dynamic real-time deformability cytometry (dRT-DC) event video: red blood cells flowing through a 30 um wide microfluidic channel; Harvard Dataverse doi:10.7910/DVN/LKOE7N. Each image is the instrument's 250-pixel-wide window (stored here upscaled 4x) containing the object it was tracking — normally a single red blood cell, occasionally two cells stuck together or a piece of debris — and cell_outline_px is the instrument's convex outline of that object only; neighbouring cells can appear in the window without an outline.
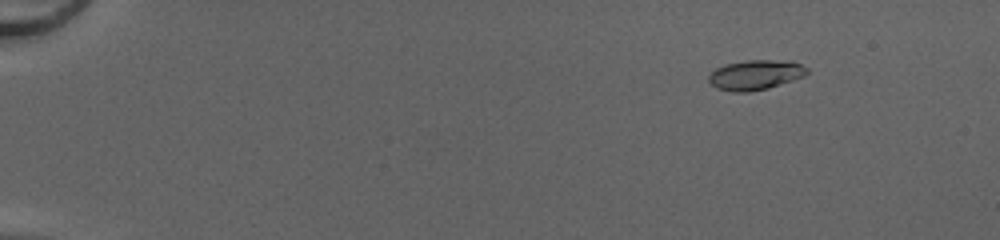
{"species": "common noctule bat (a hibernating species)", "species_latin": "Nyctalus noctula", "temperature_condition": "cold", "stored_images_in_passage": 47, "camera_frame_rate_fps": 3000, "um_per_image_px": 0.085, "animal": {"sex": "female", "body_mass_g": 20.0, "forearm_length_mm": 54.0}, "frame": {"image": 1, "passage_image": 3, "time_ms": 0.667, "image_size_px": [1000, 240], "cell_outline_px": [[808, 72], [804, 76], [768, 88], [748, 92], [732, 92], [716, 88], [708, 80], [708, 76], [716, 68], [724, 64], [748, 60], [792, 60], [808, 68]], "centroid_in_image_um": [64.21, 6.36], "position_along_channel_um": 20.8, "area_um2": 17.17}}
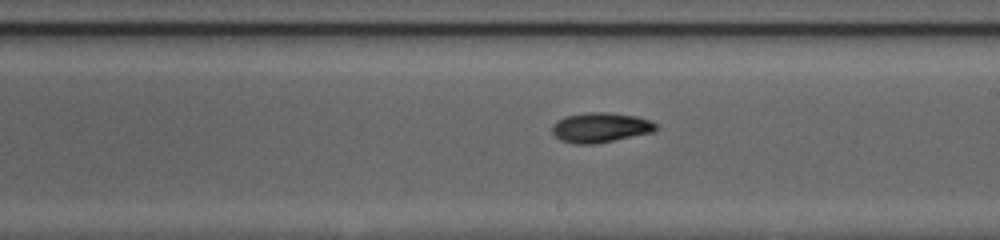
{"frame": {"image": 2, "passage_image": 28, "time_ms": 9.0, "image_size_px": [1000, 240], "cell_outline_px": [[656, 128], [652, 132], [592, 144], [576, 144], [560, 140], [552, 132], [552, 124], [556, 120], [564, 116], [584, 112], [608, 112], [636, 116], [652, 120], [656, 124]], "centroid_in_image_um": [50.99, 10.82], "position_along_channel_um": 238.0, "area_um2": 18.03}}
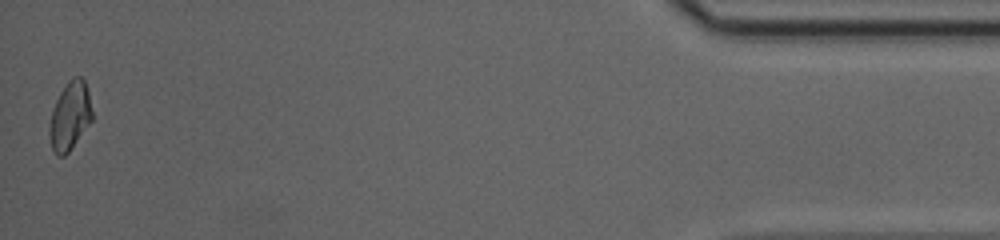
{"frame": {"image": 3, "passage_image": 47, "time_ms": 15.333, "image_size_px": [1000, 240], "cell_outline_px": [[92, 120], [68, 152], [64, 156], [56, 156], [52, 148], [48, 132], [52, 108], [60, 92], [68, 80], [72, 76], [80, 76], [84, 80], [88, 92], [92, 112]], "centroid_in_image_um": [5.92, 9.84], "position_along_channel_um": 429.3, "area_um2": 16.94}, "authors_computed_cell_mechanics": {"area_um2": 17.1088, "velocity_mm_per_s": 4.2382, "shape_relaxation_time_tau1_ms": 6.8942, "shape_relaxation_time_tau2_ms": 3.5494, "deformation_change_tau1": 0.2186, "deformation_change_tau2": 0.0658}}